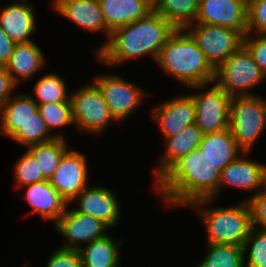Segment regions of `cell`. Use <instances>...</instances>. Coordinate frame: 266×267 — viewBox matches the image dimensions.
<instances>
[{
    "label": "cell",
    "instance_id": "31",
    "mask_svg": "<svg viewBox=\"0 0 266 267\" xmlns=\"http://www.w3.org/2000/svg\"><path fill=\"white\" fill-rule=\"evenodd\" d=\"M38 111L51 134L56 138H64L56 134L53 128L73 125L71 102L46 103L38 106ZM53 131V133H52ZM55 133V134H54Z\"/></svg>",
    "mask_w": 266,
    "mask_h": 267
},
{
    "label": "cell",
    "instance_id": "22",
    "mask_svg": "<svg viewBox=\"0 0 266 267\" xmlns=\"http://www.w3.org/2000/svg\"><path fill=\"white\" fill-rule=\"evenodd\" d=\"M45 62L43 51L34 41L17 43L9 62L5 65V69L18 86L20 78L22 80L30 79L45 66Z\"/></svg>",
    "mask_w": 266,
    "mask_h": 267
},
{
    "label": "cell",
    "instance_id": "6",
    "mask_svg": "<svg viewBox=\"0 0 266 267\" xmlns=\"http://www.w3.org/2000/svg\"><path fill=\"white\" fill-rule=\"evenodd\" d=\"M266 79L248 50L242 45L216 70L214 82L231 97L254 96L251 92Z\"/></svg>",
    "mask_w": 266,
    "mask_h": 267
},
{
    "label": "cell",
    "instance_id": "27",
    "mask_svg": "<svg viewBox=\"0 0 266 267\" xmlns=\"http://www.w3.org/2000/svg\"><path fill=\"white\" fill-rule=\"evenodd\" d=\"M65 138H55L46 143L32 144L26 149L38 162L43 177L49 180L59 165L64 153L69 149Z\"/></svg>",
    "mask_w": 266,
    "mask_h": 267
},
{
    "label": "cell",
    "instance_id": "7",
    "mask_svg": "<svg viewBox=\"0 0 266 267\" xmlns=\"http://www.w3.org/2000/svg\"><path fill=\"white\" fill-rule=\"evenodd\" d=\"M184 29L215 70L243 45V36L228 27L194 22Z\"/></svg>",
    "mask_w": 266,
    "mask_h": 267
},
{
    "label": "cell",
    "instance_id": "40",
    "mask_svg": "<svg viewBox=\"0 0 266 267\" xmlns=\"http://www.w3.org/2000/svg\"><path fill=\"white\" fill-rule=\"evenodd\" d=\"M262 192L266 194V163L263 169Z\"/></svg>",
    "mask_w": 266,
    "mask_h": 267
},
{
    "label": "cell",
    "instance_id": "25",
    "mask_svg": "<svg viewBox=\"0 0 266 267\" xmlns=\"http://www.w3.org/2000/svg\"><path fill=\"white\" fill-rule=\"evenodd\" d=\"M121 241L113 240L108 234L98 240L81 246L78 250L83 267H118L121 257L119 249Z\"/></svg>",
    "mask_w": 266,
    "mask_h": 267
},
{
    "label": "cell",
    "instance_id": "3",
    "mask_svg": "<svg viewBox=\"0 0 266 267\" xmlns=\"http://www.w3.org/2000/svg\"><path fill=\"white\" fill-rule=\"evenodd\" d=\"M155 61L165 73L192 89L201 91L214 82L215 69L184 28L171 34Z\"/></svg>",
    "mask_w": 266,
    "mask_h": 267
},
{
    "label": "cell",
    "instance_id": "33",
    "mask_svg": "<svg viewBox=\"0 0 266 267\" xmlns=\"http://www.w3.org/2000/svg\"><path fill=\"white\" fill-rule=\"evenodd\" d=\"M14 165L16 189L46 180L38 166L37 160H35L34 156L28 150L18 158V161Z\"/></svg>",
    "mask_w": 266,
    "mask_h": 267
},
{
    "label": "cell",
    "instance_id": "37",
    "mask_svg": "<svg viewBox=\"0 0 266 267\" xmlns=\"http://www.w3.org/2000/svg\"><path fill=\"white\" fill-rule=\"evenodd\" d=\"M49 257L46 267H83L78 250L59 247Z\"/></svg>",
    "mask_w": 266,
    "mask_h": 267
},
{
    "label": "cell",
    "instance_id": "10",
    "mask_svg": "<svg viewBox=\"0 0 266 267\" xmlns=\"http://www.w3.org/2000/svg\"><path fill=\"white\" fill-rule=\"evenodd\" d=\"M201 92L190 94L196 109L195 124L203 134L218 132L229 128L231 96L215 82Z\"/></svg>",
    "mask_w": 266,
    "mask_h": 267
},
{
    "label": "cell",
    "instance_id": "20",
    "mask_svg": "<svg viewBox=\"0 0 266 267\" xmlns=\"http://www.w3.org/2000/svg\"><path fill=\"white\" fill-rule=\"evenodd\" d=\"M106 27L114 29L146 17L153 11V0H98Z\"/></svg>",
    "mask_w": 266,
    "mask_h": 267
},
{
    "label": "cell",
    "instance_id": "24",
    "mask_svg": "<svg viewBox=\"0 0 266 267\" xmlns=\"http://www.w3.org/2000/svg\"><path fill=\"white\" fill-rule=\"evenodd\" d=\"M199 149L222 171L243 154L229 128L203 134Z\"/></svg>",
    "mask_w": 266,
    "mask_h": 267
},
{
    "label": "cell",
    "instance_id": "5",
    "mask_svg": "<svg viewBox=\"0 0 266 267\" xmlns=\"http://www.w3.org/2000/svg\"><path fill=\"white\" fill-rule=\"evenodd\" d=\"M266 128V99L233 96L230 102L229 129L237 145L250 152Z\"/></svg>",
    "mask_w": 266,
    "mask_h": 267
},
{
    "label": "cell",
    "instance_id": "8",
    "mask_svg": "<svg viewBox=\"0 0 266 267\" xmlns=\"http://www.w3.org/2000/svg\"><path fill=\"white\" fill-rule=\"evenodd\" d=\"M70 101L73 123L79 131L100 134L111 121H116L94 83L78 88L70 94Z\"/></svg>",
    "mask_w": 266,
    "mask_h": 267
},
{
    "label": "cell",
    "instance_id": "17",
    "mask_svg": "<svg viewBox=\"0 0 266 267\" xmlns=\"http://www.w3.org/2000/svg\"><path fill=\"white\" fill-rule=\"evenodd\" d=\"M0 27L14 43L32 41L30 35L36 31L34 7L27 0H16L0 8Z\"/></svg>",
    "mask_w": 266,
    "mask_h": 267
},
{
    "label": "cell",
    "instance_id": "23",
    "mask_svg": "<svg viewBox=\"0 0 266 267\" xmlns=\"http://www.w3.org/2000/svg\"><path fill=\"white\" fill-rule=\"evenodd\" d=\"M38 106L29 94L11 96L0 107V135L11 138L38 111Z\"/></svg>",
    "mask_w": 266,
    "mask_h": 267
},
{
    "label": "cell",
    "instance_id": "12",
    "mask_svg": "<svg viewBox=\"0 0 266 267\" xmlns=\"http://www.w3.org/2000/svg\"><path fill=\"white\" fill-rule=\"evenodd\" d=\"M88 168L84 154L75 149H68L49 179L50 184L71 204V201L89 186Z\"/></svg>",
    "mask_w": 266,
    "mask_h": 267
},
{
    "label": "cell",
    "instance_id": "30",
    "mask_svg": "<svg viewBox=\"0 0 266 267\" xmlns=\"http://www.w3.org/2000/svg\"><path fill=\"white\" fill-rule=\"evenodd\" d=\"M56 137L50 133L39 111L11 137L17 143L27 147L32 144L46 143Z\"/></svg>",
    "mask_w": 266,
    "mask_h": 267
},
{
    "label": "cell",
    "instance_id": "39",
    "mask_svg": "<svg viewBox=\"0 0 266 267\" xmlns=\"http://www.w3.org/2000/svg\"><path fill=\"white\" fill-rule=\"evenodd\" d=\"M16 43H14L7 33L0 27V66L5 67L9 62L13 49Z\"/></svg>",
    "mask_w": 266,
    "mask_h": 267
},
{
    "label": "cell",
    "instance_id": "36",
    "mask_svg": "<svg viewBox=\"0 0 266 267\" xmlns=\"http://www.w3.org/2000/svg\"><path fill=\"white\" fill-rule=\"evenodd\" d=\"M247 199L251 212L252 227L266 230V194L259 191Z\"/></svg>",
    "mask_w": 266,
    "mask_h": 267
},
{
    "label": "cell",
    "instance_id": "26",
    "mask_svg": "<svg viewBox=\"0 0 266 267\" xmlns=\"http://www.w3.org/2000/svg\"><path fill=\"white\" fill-rule=\"evenodd\" d=\"M198 5L199 0H153V10L176 29L195 22Z\"/></svg>",
    "mask_w": 266,
    "mask_h": 267
},
{
    "label": "cell",
    "instance_id": "15",
    "mask_svg": "<svg viewBox=\"0 0 266 267\" xmlns=\"http://www.w3.org/2000/svg\"><path fill=\"white\" fill-rule=\"evenodd\" d=\"M113 190L103 186H88L71 202L77 201L76 212L101 220L109 228L117 226L120 219V206Z\"/></svg>",
    "mask_w": 266,
    "mask_h": 267
},
{
    "label": "cell",
    "instance_id": "11",
    "mask_svg": "<svg viewBox=\"0 0 266 267\" xmlns=\"http://www.w3.org/2000/svg\"><path fill=\"white\" fill-rule=\"evenodd\" d=\"M68 207L54 223L59 234L67 239L60 248L79 250L82 244H89L107 235L106 230L108 231L109 227L101 220Z\"/></svg>",
    "mask_w": 266,
    "mask_h": 267
},
{
    "label": "cell",
    "instance_id": "19",
    "mask_svg": "<svg viewBox=\"0 0 266 267\" xmlns=\"http://www.w3.org/2000/svg\"><path fill=\"white\" fill-rule=\"evenodd\" d=\"M24 198L32 207V212L38 213L47 221L51 220L55 223L61 215L66 211L68 202L57 192V190L50 184L49 180L26 185Z\"/></svg>",
    "mask_w": 266,
    "mask_h": 267
},
{
    "label": "cell",
    "instance_id": "35",
    "mask_svg": "<svg viewBox=\"0 0 266 267\" xmlns=\"http://www.w3.org/2000/svg\"><path fill=\"white\" fill-rule=\"evenodd\" d=\"M243 46L251 54L266 77V34H256L255 36V34L246 33L243 36Z\"/></svg>",
    "mask_w": 266,
    "mask_h": 267
},
{
    "label": "cell",
    "instance_id": "9",
    "mask_svg": "<svg viewBox=\"0 0 266 267\" xmlns=\"http://www.w3.org/2000/svg\"><path fill=\"white\" fill-rule=\"evenodd\" d=\"M93 83L100 90L111 115L117 122L131 115L147 95L141 87L117 74L97 75Z\"/></svg>",
    "mask_w": 266,
    "mask_h": 267
},
{
    "label": "cell",
    "instance_id": "18",
    "mask_svg": "<svg viewBox=\"0 0 266 267\" xmlns=\"http://www.w3.org/2000/svg\"><path fill=\"white\" fill-rule=\"evenodd\" d=\"M250 152H243L234 161L229 163L222 171L218 194L225 185L233 186L244 191H262L263 169L265 164L242 156ZM242 157V158H241Z\"/></svg>",
    "mask_w": 266,
    "mask_h": 267
},
{
    "label": "cell",
    "instance_id": "21",
    "mask_svg": "<svg viewBox=\"0 0 266 267\" xmlns=\"http://www.w3.org/2000/svg\"><path fill=\"white\" fill-rule=\"evenodd\" d=\"M203 137V132L196 125L192 124L185 127L175 135L165 138V154L160 158L153 169L155 173V182L180 158L190 153L193 149L198 148Z\"/></svg>",
    "mask_w": 266,
    "mask_h": 267
},
{
    "label": "cell",
    "instance_id": "34",
    "mask_svg": "<svg viewBox=\"0 0 266 267\" xmlns=\"http://www.w3.org/2000/svg\"><path fill=\"white\" fill-rule=\"evenodd\" d=\"M251 32L266 34V0H247V33Z\"/></svg>",
    "mask_w": 266,
    "mask_h": 267
},
{
    "label": "cell",
    "instance_id": "14",
    "mask_svg": "<svg viewBox=\"0 0 266 267\" xmlns=\"http://www.w3.org/2000/svg\"><path fill=\"white\" fill-rule=\"evenodd\" d=\"M152 117L156 121L163 138L177 134L185 127L195 124L196 109L190 94L173 97L152 108Z\"/></svg>",
    "mask_w": 266,
    "mask_h": 267
},
{
    "label": "cell",
    "instance_id": "13",
    "mask_svg": "<svg viewBox=\"0 0 266 267\" xmlns=\"http://www.w3.org/2000/svg\"><path fill=\"white\" fill-rule=\"evenodd\" d=\"M196 23L228 27L247 33V0H199Z\"/></svg>",
    "mask_w": 266,
    "mask_h": 267
},
{
    "label": "cell",
    "instance_id": "38",
    "mask_svg": "<svg viewBox=\"0 0 266 267\" xmlns=\"http://www.w3.org/2000/svg\"><path fill=\"white\" fill-rule=\"evenodd\" d=\"M17 85L5 67L0 68V107L13 95Z\"/></svg>",
    "mask_w": 266,
    "mask_h": 267
},
{
    "label": "cell",
    "instance_id": "1",
    "mask_svg": "<svg viewBox=\"0 0 266 267\" xmlns=\"http://www.w3.org/2000/svg\"><path fill=\"white\" fill-rule=\"evenodd\" d=\"M221 170L198 148L176 161L155 183L168 206H189L218 197Z\"/></svg>",
    "mask_w": 266,
    "mask_h": 267
},
{
    "label": "cell",
    "instance_id": "2",
    "mask_svg": "<svg viewBox=\"0 0 266 267\" xmlns=\"http://www.w3.org/2000/svg\"><path fill=\"white\" fill-rule=\"evenodd\" d=\"M175 30L153 10L146 17L114 29L108 41L97 48V60L114 67L142 55H150L156 60L161 47Z\"/></svg>",
    "mask_w": 266,
    "mask_h": 267
},
{
    "label": "cell",
    "instance_id": "16",
    "mask_svg": "<svg viewBox=\"0 0 266 267\" xmlns=\"http://www.w3.org/2000/svg\"><path fill=\"white\" fill-rule=\"evenodd\" d=\"M52 8L81 28L104 32L107 41L111 31L106 27L98 0H53Z\"/></svg>",
    "mask_w": 266,
    "mask_h": 267
},
{
    "label": "cell",
    "instance_id": "29",
    "mask_svg": "<svg viewBox=\"0 0 266 267\" xmlns=\"http://www.w3.org/2000/svg\"><path fill=\"white\" fill-rule=\"evenodd\" d=\"M64 79L55 73L45 74L34 85L35 96L38 105L46 103L71 102L70 93H67Z\"/></svg>",
    "mask_w": 266,
    "mask_h": 267
},
{
    "label": "cell",
    "instance_id": "4",
    "mask_svg": "<svg viewBox=\"0 0 266 267\" xmlns=\"http://www.w3.org/2000/svg\"><path fill=\"white\" fill-rule=\"evenodd\" d=\"M211 202L213 199H201L189 205L194 210H198L203 219L206 235H208L207 242L243 247L252 228L251 212L247 201H240V205L232 207H207Z\"/></svg>",
    "mask_w": 266,
    "mask_h": 267
},
{
    "label": "cell",
    "instance_id": "32",
    "mask_svg": "<svg viewBox=\"0 0 266 267\" xmlns=\"http://www.w3.org/2000/svg\"><path fill=\"white\" fill-rule=\"evenodd\" d=\"M243 252L244 267H266V230L252 227L243 245ZM247 252L248 257L245 256Z\"/></svg>",
    "mask_w": 266,
    "mask_h": 267
},
{
    "label": "cell",
    "instance_id": "28",
    "mask_svg": "<svg viewBox=\"0 0 266 267\" xmlns=\"http://www.w3.org/2000/svg\"><path fill=\"white\" fill-rule=\"evenodd\" d=\"M208 244V252L195 267H244L243 247L227 244Z\"/></svg>",
    "mask_w": 266,
    "mask_h": 267
}]
</instances>
